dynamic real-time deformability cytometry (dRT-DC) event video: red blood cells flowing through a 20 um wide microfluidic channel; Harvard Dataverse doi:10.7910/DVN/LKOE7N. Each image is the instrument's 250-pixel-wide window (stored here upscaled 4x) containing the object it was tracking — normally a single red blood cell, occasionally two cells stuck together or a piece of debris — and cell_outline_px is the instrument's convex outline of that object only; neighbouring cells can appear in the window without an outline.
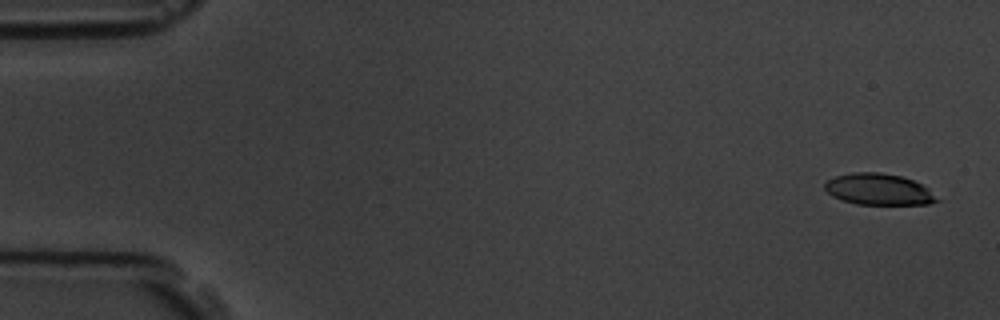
{"species": "common noctule bat (a hibernating species)", "species_latin": "Nyctalus noctula", "temperature_condition": "room temperature", "stored_images_in_passage": 4, "camera_frame_rate_fps": 3000, "um_per_image_px": 0.085, "animal": {"sex": "male", "body_mass_g": 19.5, "forearm_length_mm": 54.6}, "frame": {"image": 1, "passage_image": 1, "time_ms": 0.0, "image_size_px": [1000, 320], "cell_outline_px": [[940, 200], [928, 204], [856, 204], [840, 200], [832, 196], [824, 188], [824, 184], [828, 180], [836, 176], [852, 172], [880, 172], [900, 176], [912, 180], [928, 188]], "centroid_in_image_um": [74.66, 16.09], "position_along_channel_um": 10.3, "area_um2": 20.4}}
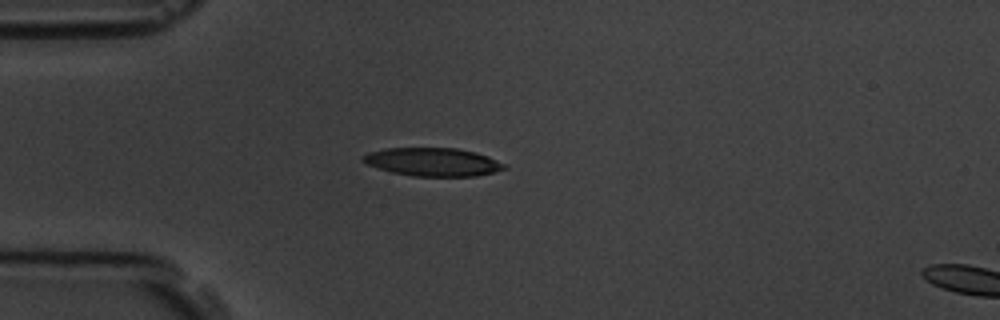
{"frame": {"image": 2, "passage_image": 4, "time_ms": 4.333, "image_size_px": [1000, 320], "cell_outline_px": [[508, 168], [476, 176], [412, 176], [392, 172], [368, 164], [360, 160], [368, 152], [384, 148], [456, 148], [476, 152], [488, 156], [504, 164]], "centroid_in_image_um": [36.79, 13.76], "position_along_channel_um": 48.2, "area_um2": 23.12}}